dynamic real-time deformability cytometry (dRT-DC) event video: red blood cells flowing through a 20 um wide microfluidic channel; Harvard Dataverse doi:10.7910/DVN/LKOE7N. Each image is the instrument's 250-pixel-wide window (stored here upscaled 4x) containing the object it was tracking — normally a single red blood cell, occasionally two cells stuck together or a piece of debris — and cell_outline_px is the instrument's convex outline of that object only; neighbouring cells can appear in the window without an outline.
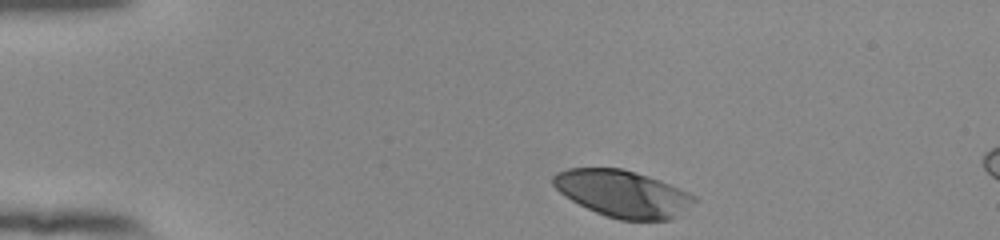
{"species": "human", "species_latin": "Homo sapiens", "temperature_condition": "room temperature", "stored_images_in_passage": 8, "camera_frame_rate_fps": 3000, "um_per_image_px": 0.085, "donor": {"sex": "female"}, "frame": {"image": 1, "passage_image": 1, "time_ms": 0.0, "image_size_px": [1000, 240], "cell_outline_px": [[700, 200], [676, 216], [668, 220], [620, 220], [596, 212], [564, 196], [552, 184], [552, 176], [556, 172], [568, 168], [624, 168], [660, 180], [688, 192], [696, 196]], "centroid_in_image_um": [52.95, 16.45], "position_along_channel_um": 32.1, "area_um2": 38.49}}